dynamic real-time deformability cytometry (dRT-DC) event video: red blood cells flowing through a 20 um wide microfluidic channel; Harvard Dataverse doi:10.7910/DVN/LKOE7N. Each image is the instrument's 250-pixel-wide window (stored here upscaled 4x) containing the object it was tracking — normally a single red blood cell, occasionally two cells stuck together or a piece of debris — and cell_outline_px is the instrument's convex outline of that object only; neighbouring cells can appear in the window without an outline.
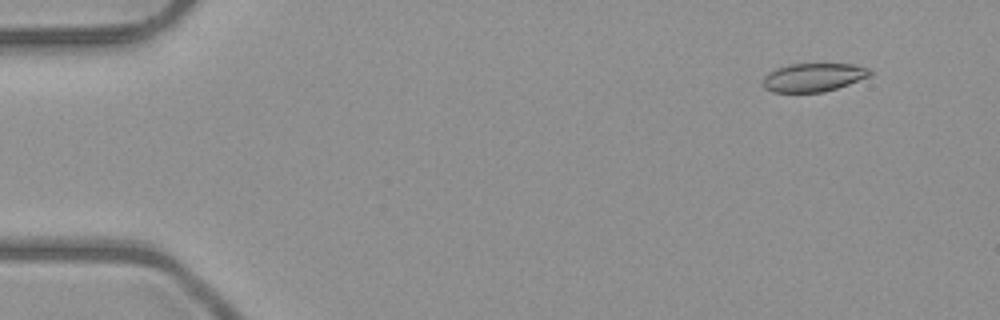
{"species": "common noctule bat (a hibernating species)", "species_latin": "Nyctalus noctula", "temperature_condition": "room temperature", "stored_images_in_passage": 52, "camera_frame_rate_fps": 3000, "um_per_image_px": 0.085, "animal": {"sex": "male", "body_mass_g": 23.1, "forearm_length_mm": 52.7}, "frame": {"image": 1, "passage_image": 5, "time_ms": 1.333, "image_size_px": [1000, 320], "cell_outline_px": [[872, 76], [824, 92], [772, 92], [764, 88], [764, 76], [768, 72], [776, 68], [788, 64], [856, 64], [868, 68], [872, 72]], "centroid_in_image_um": [69.15, 6.57], "position_along_channel_um": 15.8, "area_um2": 17.8}}
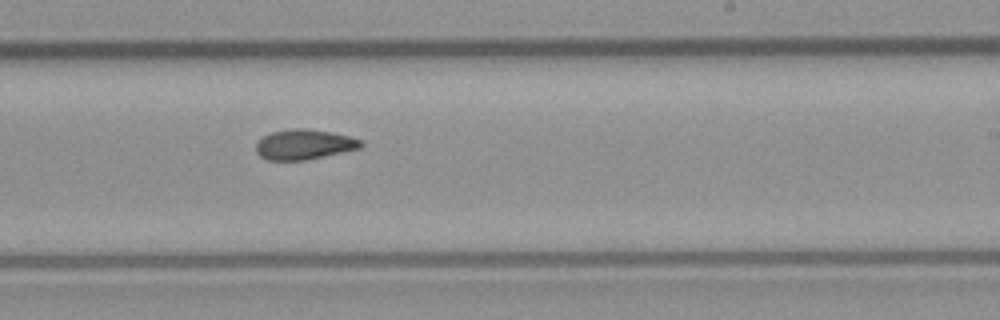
{"frame": {"image": 2, "passage_image": 32, "time_ms": 10.333, "image_size_px": [1000, 320], "cell_outline_px": [[364, 144], [360, 148], [304, 160], [268, 160], [260, 156], [256, 152], [256, 144], [264, 136], [272, 132], [292, 128], [304, 128], [328, 132], [348, 136], [360, 140]], "centroid_in_image_um": [25.82, 12.28], "position_along_channel_um": 263.2, "area_um2": 18.03}}
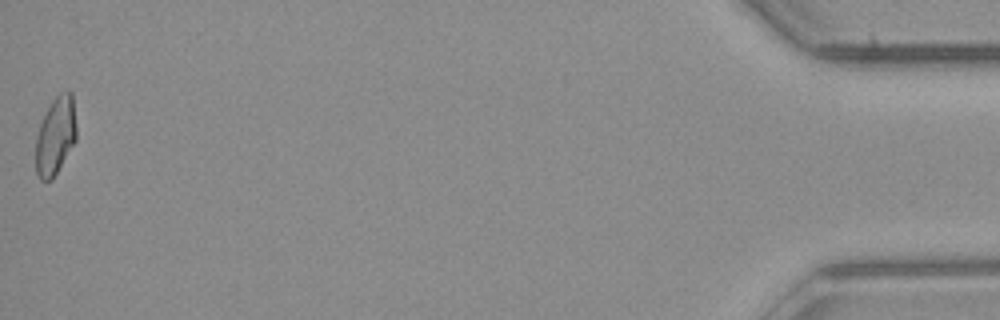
{"frame": {"image": 3, "passage_image": 52, "time_ms": 17.0, "image_size_px": [1000, 320], "cell_outline_px": [[76, 140], [52, 180], [40, 180], [36, 172], [36, 136], [40, 124], [52, 100], [60, 92], [72, 92], [76, 128]], "centroid_in_image_um": [4.72, 11.56], "position_along_channel_um": 430.5, "area_um2": 18.26}, "authors_computed_cell_mechanics": {"area_um2": 18.4382, "velocity_mm_per_s": 4.027, "shape_relaxation_time_tau1_ms": null, "shape_relaxation_time_tau2_ms": 3.1103, "deformation_change_tau1": null, "deformation_change_tau2": 0.0924}}